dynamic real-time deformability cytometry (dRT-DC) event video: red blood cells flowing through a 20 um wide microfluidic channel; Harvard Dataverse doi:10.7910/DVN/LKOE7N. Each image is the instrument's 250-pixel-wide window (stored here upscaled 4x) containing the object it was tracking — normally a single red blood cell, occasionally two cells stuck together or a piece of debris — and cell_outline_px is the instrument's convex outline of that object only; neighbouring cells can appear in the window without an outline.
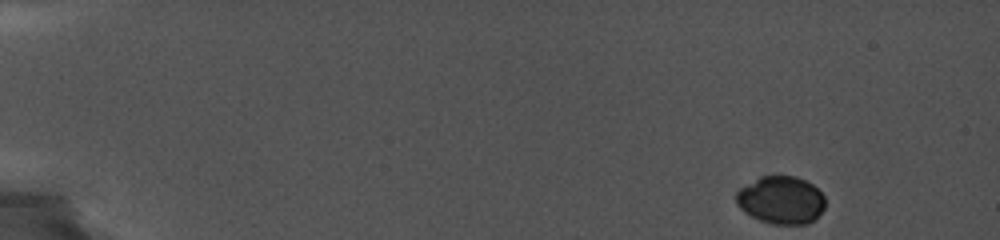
{"species": "common noctule bat (a hibernating species)", "species_latin": "Nyctalus noctula", "temperature_condition": "cold", "stored_images_in_passage": 13, "camera_frame_rate_fps": 5000, "um_per_image_px": 0.085, "animal": {"sex": "female", "body_mass_g": 19.0, "forearm_length_mm": 56.7}, "frame": {"image": 1, "passage_image": 1, "time_ms": 0.0, "image_size_px": [1000, 240], "cell_outline_px": [[824, 208], [816, 220], [808, 224], [772, 224], [760, 220], [744, 212], [736, 204], [736, 192], [740, 188], [760, 176], [796, 176], [812, 184], [824, 196]], "centroid_in_image_um": [66.39, 17.01], "position_along_channel_um": 18.6, "area_um2": 24.85}}
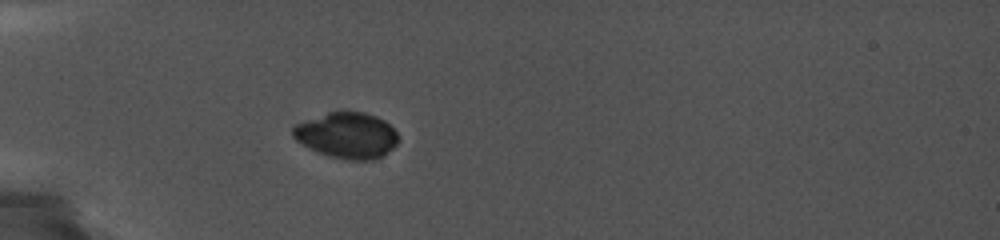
{"frame": {"image": 2, "passage_image": 10, "time_ms": 4.4, "image_size_px": [1000, 240], "cell_outline_px": [[396, 144], [388, 152], [376, 160], [344, 160], [328, 156], [316, 152], [308, 148], [296, 140], [292, 136], [292, 124], [328, 112], [344, 108], [364, 112], [376, 116], [384, 120], [396, 132]], "centroid_in_image_um": [29.43, 11.48], "position_along_channel_um": 55.6, "area_um2": 28.9}}